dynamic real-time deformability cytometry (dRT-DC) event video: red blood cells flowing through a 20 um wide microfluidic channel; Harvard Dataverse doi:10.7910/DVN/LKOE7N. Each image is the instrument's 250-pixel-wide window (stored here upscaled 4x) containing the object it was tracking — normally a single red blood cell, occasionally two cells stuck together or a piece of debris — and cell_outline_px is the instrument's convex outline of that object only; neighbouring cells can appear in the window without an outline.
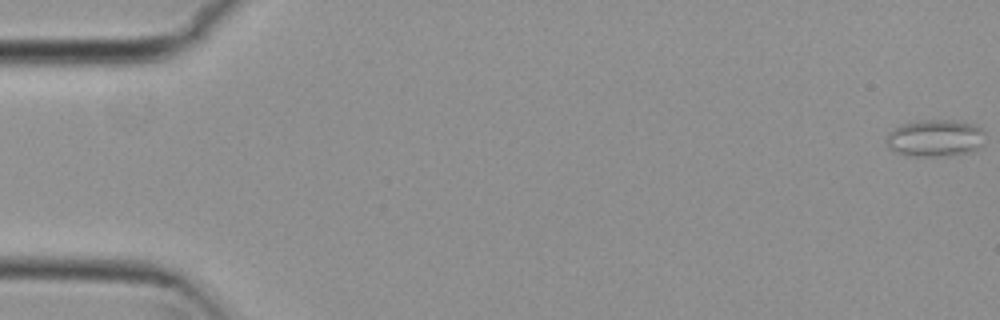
{"species": "common noctule bat (a hibernating species)", "species_latin": "Nyctalus noctula", "temperature_condition": "cold", "stored_images_in_passage": 56, "camera_frame_rate_fps": 3000, "um_per_image_px": 0.085, "animal": {"sex": "female", "body_mass_g": 29.2, "forearm_length_mm": 56.3}, "frame": {"image": 1, "passage_image": 1, "time_ms": 0.0, "image_size_px": [1000, 320], "cell_outline_px": [[984, 132], [980, 144], [976, 148], [964, 152], [940, 156], [916, 156], [896, 152], [888, 148], [888, 132], [904, 124], [916, 120], [952, 120], [972, 124], [984, 128]], "centroid_in_image_um": [79.46, 11.72], "position_along_channel_um": 5.5, "area_um2": 20.75}}
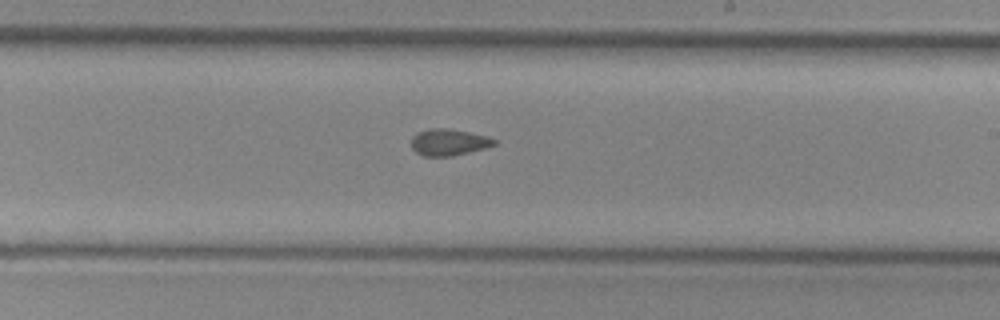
{"frame": {"image": 2, "passage_image": 33, "time_ms": 10.667, "image_size_px": [1000, 320], "cell_outline_px": [[496, 144], [484, 148], [452, 156], [424, 156], [416, 152], [412, 148], [412, 136], [416, 132], [432, 128], [448, 128], [488, 136], [496, 140]], "centroid_in_image_um": [38.13, 12.08], "position_along_channel_um": 250.9, "area_um2": 12.77}}
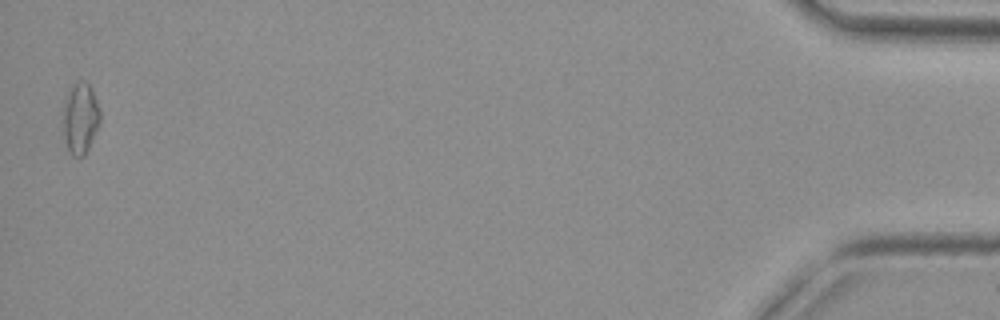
{"frame": {"image": 3, "passage_image": 55, "time_ms": 18.0, "image_size_px": [1000, 320], "cell_outline_px": [[100, 120], [88, 148], [84, 156], [72, 156], [68, 152], [64, 132], [64, 100], [72, 84], [76, 80], [84, 80], [88, 84], [96, 100], [100, 112]], "centroid_in_image_um": [6.81, 10.02], "position_along_channel_um": 428.4, "area_um2": 15.03}, "authors_computed_cell_mechanics": {"area_um2": 13.4674, "velocity_mm_per_s": 3.7722, "shape_relaxation_time_tau1_ms": null, "shape_relaxation_time_tau2_ms": 4.6211, "deformation_change_tau1": null, "deformation_change_tau2": 0.1034}}